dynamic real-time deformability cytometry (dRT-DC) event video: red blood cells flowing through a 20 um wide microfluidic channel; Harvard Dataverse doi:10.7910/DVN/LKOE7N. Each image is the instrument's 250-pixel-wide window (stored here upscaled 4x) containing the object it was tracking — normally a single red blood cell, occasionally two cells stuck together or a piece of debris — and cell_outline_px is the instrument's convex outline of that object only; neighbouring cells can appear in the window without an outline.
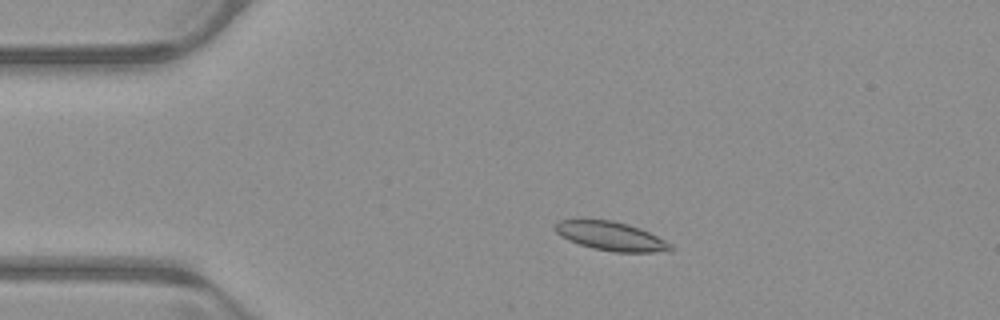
{"species": "common noctule bat (a hibernating species)", "species_latin": "Nyctalus noctula", "temperature_condition": "warm", "stored_images_in_passage": 52, "camera_frame_rate_fps": 3000, "um_per_image_px": 0.085, "animal": {"sex": "male", "body_mass_g": 23.1, "forearm_length_mm": 52.7}, "frame": {"image": 1, "passage_image": 10, "time_ms": 3.0, "image_size_px": [1000, 320], "cell_outline_px": [[672, 248], [652, 252], [612, 252], [592, 248], [568, 240], [560, 236], [552, 228], [560, 220], [576, 216], [612, 220], [628, 224], [640, 228], [672, 244]], "centroid_in_image_um": [51.78, 20.01], "position_along_channel_um": 33.2, "area_um2": 19.88}}
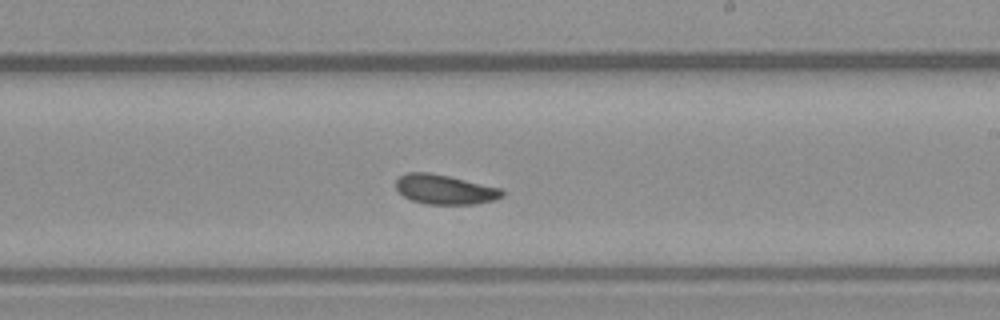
{"frame": {"image": 2, "passage_image": 30, "time_ms": 9.667, "image_size_px": [1000, 320], "cell_outline_px": [[504, 196], [496, 200], [476, 204], [424, 204], [412, 200], [404, 196], [396, 188], [396, 180], [400, 176], [408, 172], [428, 172], [448, 176], [500, 188], [504, 192]], "centroid_in_image_um": [37.82, 16.11], "position_along_channel_um": 251.2, "area_um2": 18.26}}
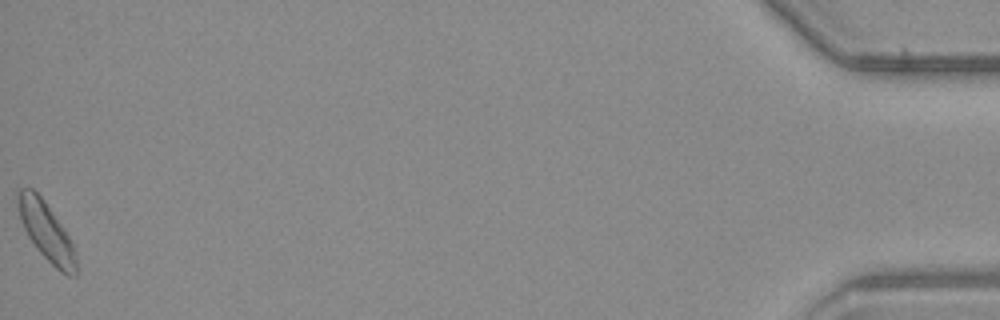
{"frame": {"image": 3, "passage_image": 52, "time_ms": 17.0, "image_size_px": [1000, 320], "cell_outline_px": [[76, 276], [68, 276], [60, 272], [36, 248], [28, 236], [20, 220], [16, 204], [16, 192], [20, 188], [32, 188], [44, 200], [68, 236], [76, 252]], "centroid_in_image_um": [3.9, 19.66], "position_along_channel_um": 431.3, "area_um2": 19.65}, "authors_computed_cell_mechanics": {"area_um2": 18.6694, "velocity_mm_per_s": 3.9201, "shape_relaxation_time_tau1_ms": 2.5712, "shape_relaxation_time_tau2_ms": 4.6078, "deformation_change_tau1": 0.0939, "deformation_change_tau2": 0.1109}}